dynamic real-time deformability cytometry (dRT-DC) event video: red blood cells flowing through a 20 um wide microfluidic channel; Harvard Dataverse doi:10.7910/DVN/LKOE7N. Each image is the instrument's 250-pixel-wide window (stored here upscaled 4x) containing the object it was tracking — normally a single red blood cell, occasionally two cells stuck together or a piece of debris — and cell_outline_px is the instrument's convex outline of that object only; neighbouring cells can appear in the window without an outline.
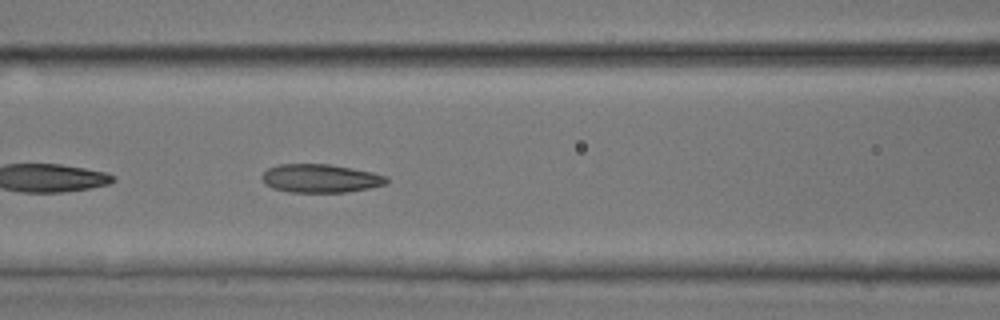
{"species": "common noctule bat (a hibernating species)", "species_latin": "Nyctalus noctula", "temperature_condition": "room temperature", "stored_images_in_passage": 47, "camera_frame_rate_fps": 3000, "um_per_image_px": 0.085, "animal": {"sex": "male", "body_mass_g": 17.9, "forearm_length_mm": 54.2}, "frame": {"image": 1, "passage_image": 21, "time_ms": 6.667, "image_size_px": [1000, 320], "cell_outline_px": [[388, 184], [368, 188], [344, 192], [288, 192], [272, 188], [264, 184], [260, 176], [268, 168], [280, 164], [328, 164], [352, 168], [372, 172], [388, 176]], "centroid_in_image_um": [27.22, 15.16], "position_along_channel_um": 139.4, "area_um2": 20.75}}
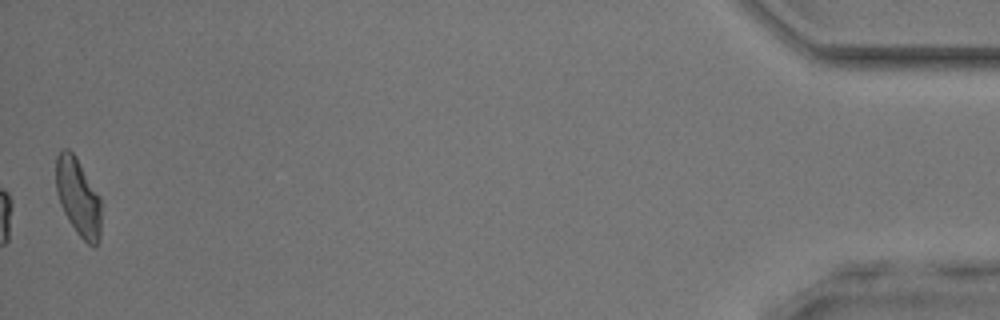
{"frame": {"image": 2, "passage_image": 47, "time_ms": 15.333, "image_size_px": [1000, 320], "cell_outline_px": [[100, 240], [96, 248], [92, 248], [76, 232], [68, 220], [60, 204], [56, 192], [56, 156], [64, 148], [68, 148], [76, 156], [100, 196]], "centroid_in_image_um": [6.65, 16.78], "position_along_channel_um": 428.6, "area_um2": 20.63}}